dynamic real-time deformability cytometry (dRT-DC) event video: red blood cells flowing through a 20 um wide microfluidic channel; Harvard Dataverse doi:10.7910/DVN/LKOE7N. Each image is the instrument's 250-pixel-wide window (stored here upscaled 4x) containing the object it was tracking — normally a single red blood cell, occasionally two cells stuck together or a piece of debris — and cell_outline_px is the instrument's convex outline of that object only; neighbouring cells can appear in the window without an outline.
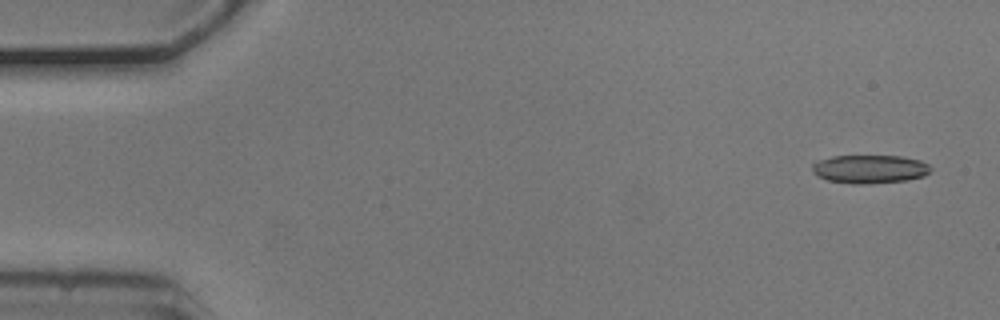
{"species": "common noctule bat (a hibernating species)", "species_latin": "Nyctalus noctula", "temperature_condition": "cold", "stored_images_in_passage": 24, "camera_frame_rate_fps": 3000, "um_per_image_px": 0.085, "animal": {"sex": "male", "body_mass_g": 20.5, "forearm_length_mm": 52.5}, "frame": {"image": 1, "passage_image": 3, "time_ms": 0.667, "image_size_px": [1000, 320], "cell_outline_px": [[932, 168], [924, 176], [908, 180], [864, 184], [852, 184], [828, 180], [816, 176], [812, 172], [812, 164], [816, 160], [832, 156], [900, 156], [920, 160], [928, 164]], "centroid_in_image_um": [73.89, 14.37], "position_along_channel_um": 11.1, "area_um2": 19.77}}
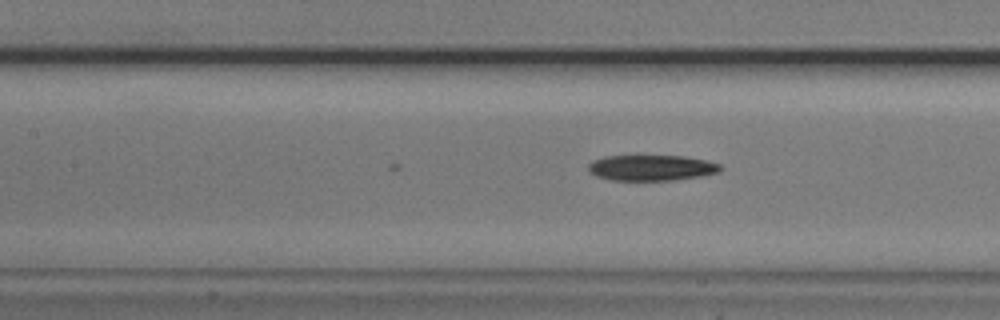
{"frame": {"image": 2, "passage_image": 24, "time_ms": 7.667, "image_size_px": [1000, 320], "cell_outline_px": [[724, 168], [720, 172], [704, 176], [672, 180], [608, 180], [596, 176], [588, 168], [588, 164], [592, 160], [604, 156], [636, 152], [640, 152], [684, 156], [708, 160], [720, 164]], "centroid_in_image_um": [55.37, 14.2], "position_along_channel_um": 152.0, "area_um2": 21.21}}